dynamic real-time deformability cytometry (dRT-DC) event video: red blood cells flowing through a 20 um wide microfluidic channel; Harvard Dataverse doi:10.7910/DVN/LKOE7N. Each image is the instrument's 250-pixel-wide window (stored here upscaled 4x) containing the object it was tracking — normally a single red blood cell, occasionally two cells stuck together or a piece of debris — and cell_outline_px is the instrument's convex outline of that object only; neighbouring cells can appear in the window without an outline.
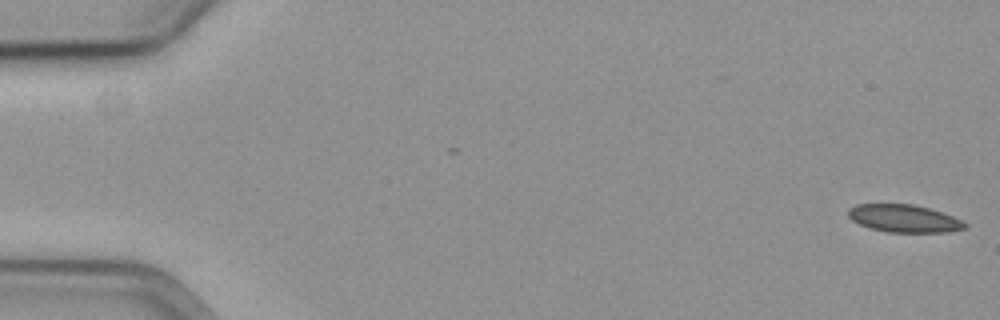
{"species": "common noctule bat (a hibernating species)", "species_latin": "Nyctalus noctula", "temperature_condition": "cold", "stored_images_in_passage": 7, "camera_frame_rate_fps": 3000, "um_per_image_px": 0.085, "animal": {"sex": "female", "body_mass_g": 19.3, "forearm_length_mm": 54.1}, "frame": {"image": 1, "passage_image": 1, "time_ms": 0.0, "image_size_px": [1000, 320], "cell_outline_px": [[968, 228], [948, 232], [888, 232], [872, 228], [860, 224], [852, 220], [848, 216], [848, 208], [856, 204], [916, 204], [952, 216], [968, 224]], "centroid_in_image_um": [76.85, 18.56], "position_along_channel_um": 8.2, "area_um2": 18.73}}